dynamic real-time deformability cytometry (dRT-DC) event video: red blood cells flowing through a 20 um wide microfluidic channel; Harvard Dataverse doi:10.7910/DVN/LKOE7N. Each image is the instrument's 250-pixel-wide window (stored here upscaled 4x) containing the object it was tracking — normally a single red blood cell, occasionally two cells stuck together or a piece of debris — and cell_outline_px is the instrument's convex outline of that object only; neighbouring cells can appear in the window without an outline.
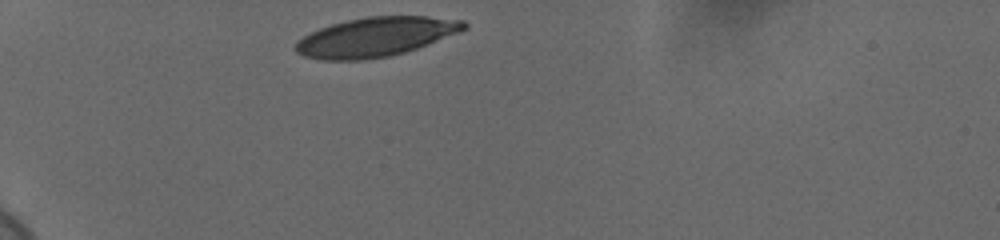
{"species": "human", "species_latin": "Homo sapiens", "temperature_condition": "cold", "stored_images_in_passage": 19, "camera_frame_rate_fps": 3000, "um_per_image_px": 0.085, "donor": {"sex": "female"}, "frame": {"image": 1, "passage_image": 1, "time_ms": 0.0, "image_size_px": [1000, 240], "cell_outline_px": [[468, 28], [460, 32], [416, 48], [404, 52], [388, 56], [360, 60], [324, 60], [304, 56], [296, 52], [296, 40], [320, 28], [332, 24], [364, 16], [428, 16], [464, 20], [468, 24]], "centroid_in_image_um": [31.96, 3.12], "position_along_channel_um": 53.0, "area_um2": 38.38}}
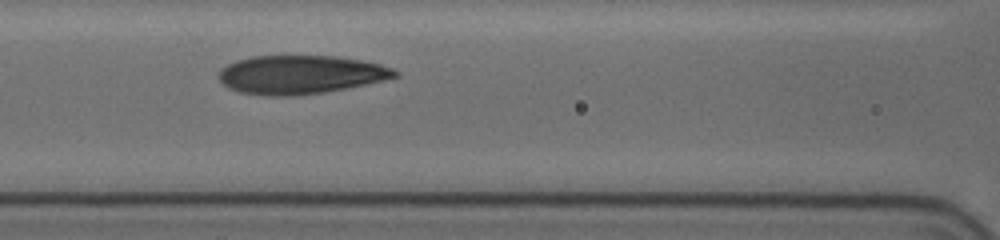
{"frame": {"image": 2, "passage_image": 9, "time_ms": 2.667, "image_size_px": [1000, 240], "cell_outline_px": [[400, 72], [396, 76], [384, 80], [324, 92], [292, 96], [268, 96], [240, 92], [228, 88], [216, 76], [220, 68], [236, 60], [252, 56], [336, 56], [360, 60], [380, 64], [392, 68]], "centroid_in_image_um": [25.49, 6.34], "position_along_channel_um": 141.1, "area_um2": 39.54}}
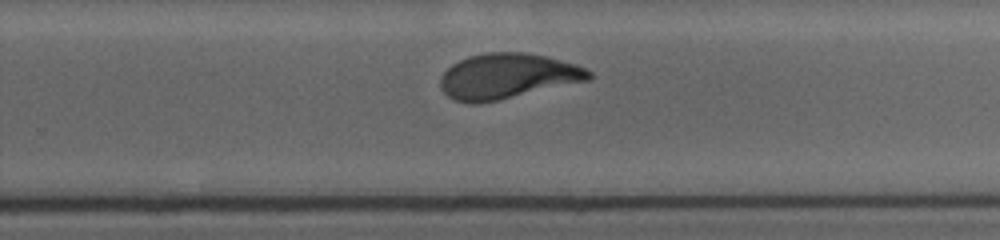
{"frame": {"image": 3, "passage_image": 19, "time_ms": 6.0, "image_size_px": [1000, 240], "cell_outline_px": [[592, 76], [588, 80], [496, 100], [476, 104], [472, 104], [456, 100], [448, 96], [440, 88], [440, 76], [452, 64], [468, 56], [488, 52], [524, 52], [544, 56], [576, 64], [592, 72]], "centroid_in_image_um": [43.09, 6.46], "position_along_channel_um": 286.7, "area_um2": 38.73}}